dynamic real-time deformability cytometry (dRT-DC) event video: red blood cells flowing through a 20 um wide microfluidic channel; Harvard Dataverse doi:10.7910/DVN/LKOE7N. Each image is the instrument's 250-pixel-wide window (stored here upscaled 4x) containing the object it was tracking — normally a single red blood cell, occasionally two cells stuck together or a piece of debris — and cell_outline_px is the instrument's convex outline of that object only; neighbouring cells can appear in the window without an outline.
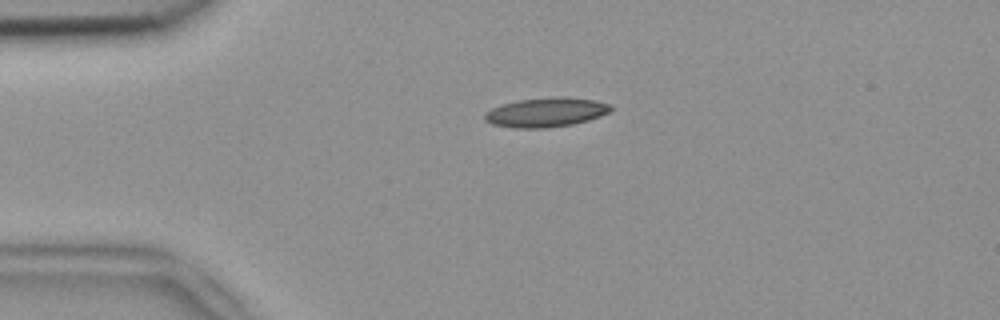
{"species": "common noctule bat (a hibernating species)", "species_latin": "Nyctalus noctula", "temperature_condition": "room temperature", "stored_images_in_passage": 3, "camera_frame_rate_fps": 3000, "um_per_image_px": 0.085, "animal": {"sex": "female", "body_mass_g": 18.4}, "frame": {"image": 1, "passage_image": 1, "time_ms": 0.0, "image_size_px": [1000, 320], "cell_outline_px": [[612, 108], [608, 112], [600, 116], [588, 120], [572, 124], [548, 128], [512, 128], [492, 124], [484, 120], [484, 112], [492, 108], [516, 100], [556, 96], [564, 96], [592, 100], [608, 104]], "centroid_in_image_um": [46.36, 9.55], "position_along_channel_um": 38.6, "area_um2": 21.56}}